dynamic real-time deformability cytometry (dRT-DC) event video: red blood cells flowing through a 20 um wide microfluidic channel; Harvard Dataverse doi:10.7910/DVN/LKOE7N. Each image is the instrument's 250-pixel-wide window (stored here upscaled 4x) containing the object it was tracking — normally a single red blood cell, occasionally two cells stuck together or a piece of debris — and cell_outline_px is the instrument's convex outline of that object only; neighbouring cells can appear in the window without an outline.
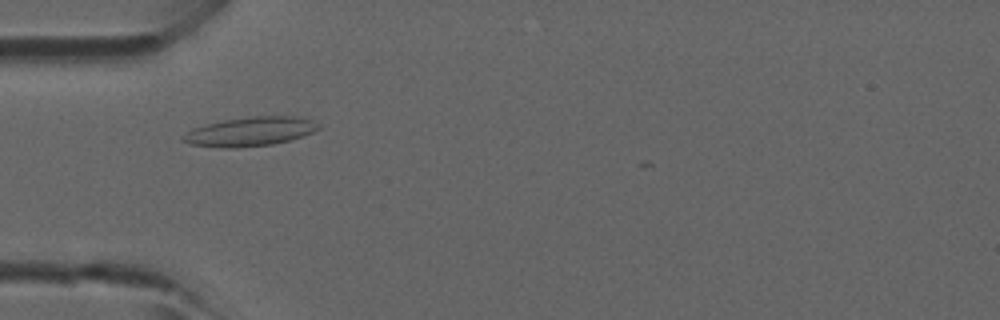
{"species": "common noctule bat (a hibernating species)", "species_latin": "Nyctalus noctula", "temperature_condition": "room temperature", "stored_images_in_passage": 42, "camera_frame_rate_fps": 3000, "um_per_image_px": 0.085, "animal": {"sex": "male", "forearm_length_mm": 52.5}, "frame": {"image": 1, "passage_image": 15, "time_ms": 4.667, "image_size_px": [1000, 320], "cell_outline_px": [[324, 124], [320, 128], [304, 136], [272, 144], [236, 148], [220, 148], [192, 144], [180, 140], [180, 136], [192, 128], [224, 120], [252, 116], [292, 116], [312, 120]], "centroid_in_image_um": [21.27, 11.18], "position_along_channel_um": 63.7, "area_um2": 23.06}}
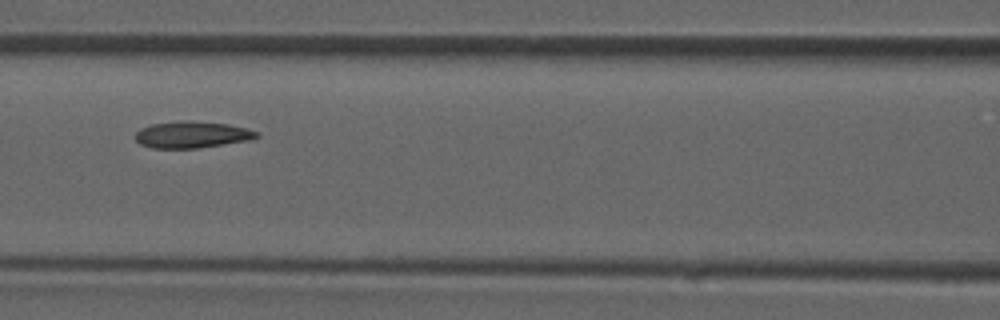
{"frame": {"image": 2, "passage_image": 21, "time_ms": 6.667, "image_size_px": [1000, 320], "cell_outline_px": [[260, 136], [252, 140], [200, 148], [152, 148], [140, 144], [132, 136], [140, 128], [152, 124], [176, 120], [188, 120], [228, 124], [248, 128], [260, 132]], "centroid_in_image_um": [16.33, 11.44], "position_along_channel_um": 150.3, "area_um2": 19.31}}
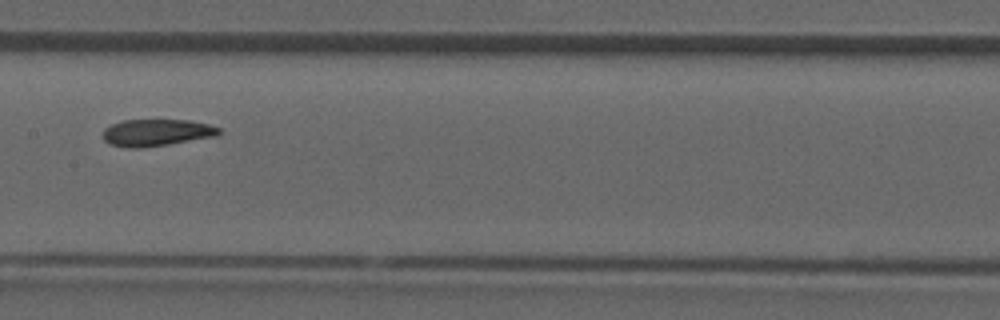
{"frame": {"image": 3, "passage_image": 24, "time_ms": 7.667, "image_size_px": [1000, 320], "cell_outline_px": [[224, 132], [216, 136], [144, 148], [128, 148], [108, 144], [104, 140], [104, 128], [112, 124], [124, 120], [188, 120], [208, 124], [220, 128]], "centroid_in_image_um": [13.31, 11.28], "position_along_channel_um": 194.1, "area_um2": 18.26}}